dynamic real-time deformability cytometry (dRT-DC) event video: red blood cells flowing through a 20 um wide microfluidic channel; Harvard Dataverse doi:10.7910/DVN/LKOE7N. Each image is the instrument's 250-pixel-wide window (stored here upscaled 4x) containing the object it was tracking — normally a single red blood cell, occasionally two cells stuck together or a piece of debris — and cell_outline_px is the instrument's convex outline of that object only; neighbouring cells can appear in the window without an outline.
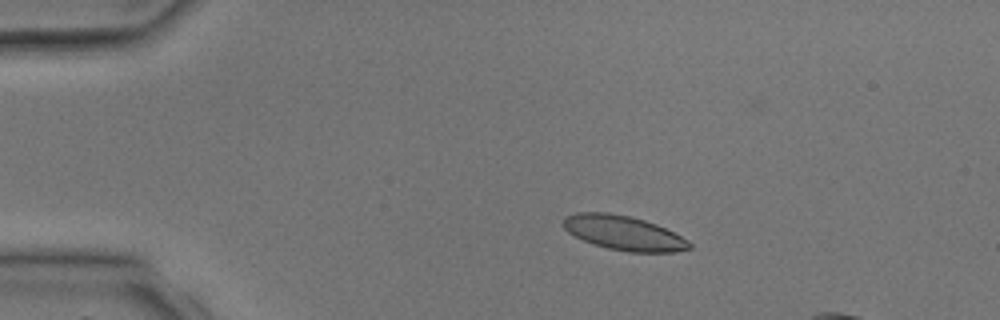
{"species": "common noctule bat (a hibernating species)", "species_latin": "Nyctalus noctula", "temperature_condition": "room temperature", "stored_images_in_passage": 5, "camera_frame_rate_fps": 3000, "um_per_image_px": 0.085, "animal": {"sex": "male", "body_mass_g": 17.9, "forearm_length_mm": 54.2}, "frame": {"image": 1, "passage_image": 3, "time_ms": 2.333, "image_size_px": [1000, 320], "cell_outline_px": [[692, 248], [672, 252], [628, 252], [608, 248], [584, 240], [568, 232], [564, 228], [564, 216], [576, 212], [608, 212], [628, 216], [644, 220], [656, 224], [688, 240], [692, 244]], "centroid_in_image_um": [53.01, 19.79], "position_along_channel_um": 32.0, "area_um2": 25.03}}